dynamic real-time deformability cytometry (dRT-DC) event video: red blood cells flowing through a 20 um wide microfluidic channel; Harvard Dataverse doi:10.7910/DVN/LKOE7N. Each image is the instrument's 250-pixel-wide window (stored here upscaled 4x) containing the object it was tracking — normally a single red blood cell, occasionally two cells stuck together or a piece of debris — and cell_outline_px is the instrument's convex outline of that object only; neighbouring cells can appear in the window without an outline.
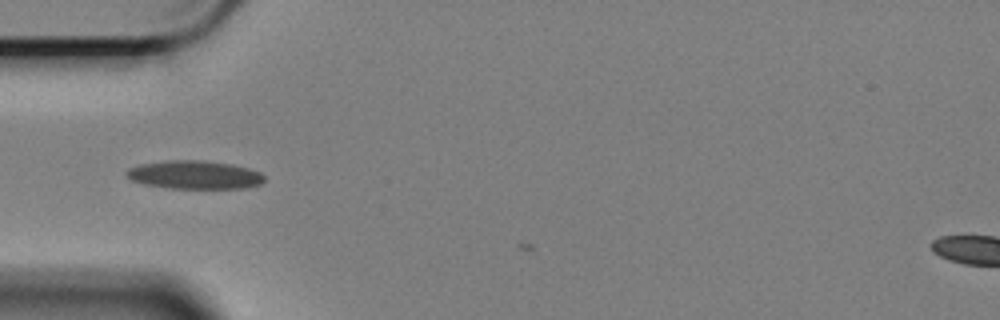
{"species": "Egyptian fruit bat (a non-hibernating species)", "species_latin": "Rousettus aegyptiacus", "temperature_condition": "cold", "stored_images_in_passage": 4, "camera_frame_rate_fps": 3000, "um_per_image_px": 0.085, "animal": {"sex": "female"}, "frame": {"image": 1, "passage_image": 3, "time_ms": 0.667, "image_size_px": [1000, 320], "cell_outline_px": [[264, 180], [260, 184], [244, 188], [168, 188], [144, 184], [132, 180], [124, 172], [128, 168], [140, 164], [168, 160], [204, 160], [228, 164], [248, 168], [260, 172], [264, 176]], "centroid_in_image_um": [16.51, 14.86], "position_along_channel_um": 68.5, "area_um2": 22.66}}